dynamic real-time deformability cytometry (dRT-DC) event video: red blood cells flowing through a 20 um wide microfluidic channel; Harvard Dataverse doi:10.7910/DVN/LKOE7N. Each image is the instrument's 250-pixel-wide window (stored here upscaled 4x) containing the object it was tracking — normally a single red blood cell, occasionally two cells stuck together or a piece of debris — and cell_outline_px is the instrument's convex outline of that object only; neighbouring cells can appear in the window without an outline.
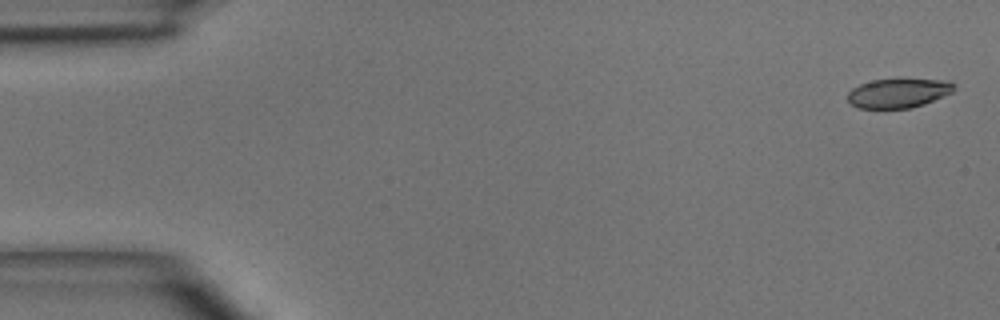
{"species": "common noctule bat (a hibernating species)", "species_latin": "Nyctalus noctula", "temperature_condition": "room temperature", "stored_images_in_passage": 5, "camera_frame_rate_fps": 3000, "um_per_image_px": 0.085, "animal": {"sex": "male", "body_mass_g": 15.6}, "frame": {"image": 1, "passage_image": 1, "time_ms": 0.0, "image_size_px": [1000, 320], "cell_outline_px": [[956, 88], [952, 92], [924, 104], [912, 108], [856, 108], [848, 100], [848, 92], [852, 88], [860, 84], [872, 80], [948, 80], [956, 84]], "centroid_in_image_um": [76.36, 7.92], "position_along_channel_um": 8.6, "area_um2": 17.98}}
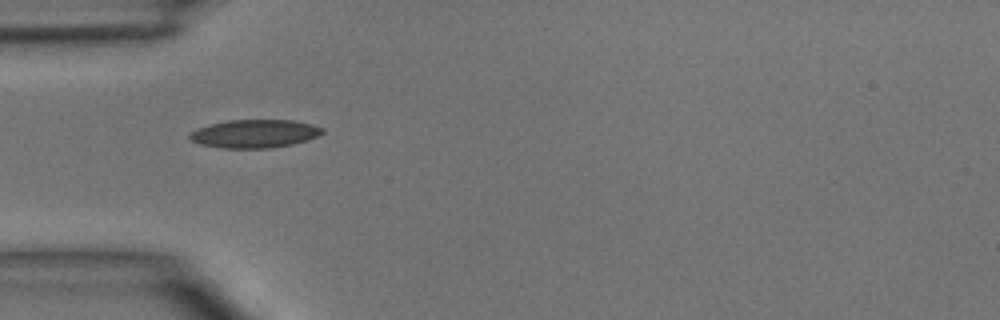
{"frame": {"image": 2, "passage_image": 4, "time_ms": 4.333, "image_size_px": [1000, 320], "cell_outline_px": [[324, 132], [308, 140], [292, 144], [272, 148], [220, 148], [200, 144], [192, 140], [188, 136], [196, 128], [228, 120], [292, 120], [312, 124], [324, 128]], "centroid_in_image_um": [21.66, 11.36], "position_along_channel_um": 63.3, "area_um2": 21.79}}